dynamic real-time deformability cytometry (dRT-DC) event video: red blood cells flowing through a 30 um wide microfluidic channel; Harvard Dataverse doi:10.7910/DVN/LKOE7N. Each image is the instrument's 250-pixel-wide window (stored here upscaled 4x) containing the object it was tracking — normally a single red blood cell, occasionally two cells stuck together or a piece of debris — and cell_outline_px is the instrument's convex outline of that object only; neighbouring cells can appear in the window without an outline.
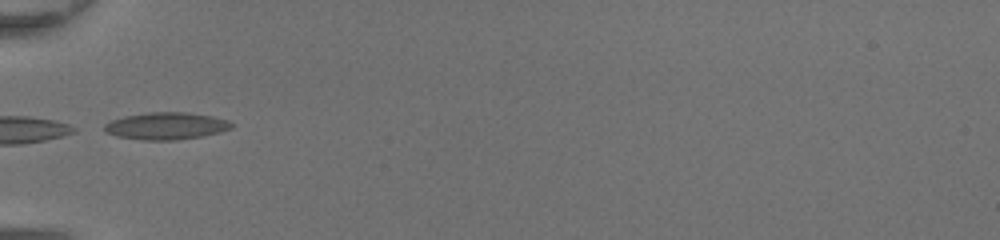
{"species": "common noctule bat (a hibernating species)", "species_latin": "Nyctalus noctula", "temperature_condition": "room temperature", "stored_images_in_passage": 26, "camera_frame_rate_fps": 3000, "um_per_image_px": 0.085, "animal": {"sex": "female", "body_mass_g": 20.0, "forearm_length_mm": 54.0}, "frame": {"image": 1, "passage_image": 1, "time_ms": 0.0, "image_size_px": [1000, 240], "cell_outline_px": [[236, 124], [232, 128], [220, 132], [200, 136], [176, 140], [144, 140], [116, 136], [104, 132], [104, 124], [112, 120], [124, 116], [148, 112], [184, 112], [212, 116], [228, 120]], "centroid_in_image_um": [14.13, 10.7], "position_along_channel_um": 70.9, "area_um2": 20.17}}
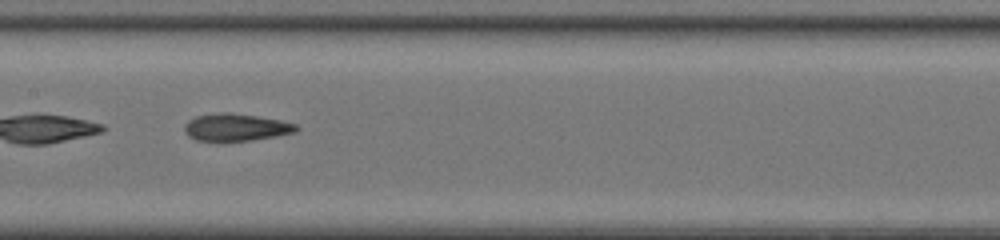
{"frame": {"image": 2, "passage_image": 9, "time_ms": 2.667, "image_size_px": [1000, 240], "cell_outline_px": [[300, 128], [296, 132], [276, 136], [252, 140], [220, 144], [196, 140], [188, 136], [184, 132], [184, 124], [188, 120], [196, 116], [220, 112], [232, 112], [280, 120], [296, 124]], "centroid_in_image_um": [20.0, 10.86], "position_along_channel_um": 187.4, "area_um2": 18.55}}
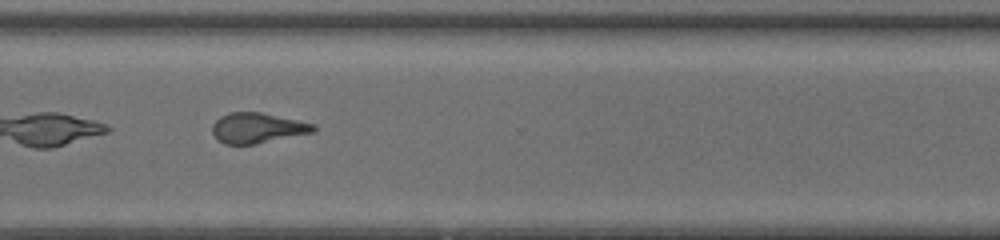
{"frame": {"image": 3, "passage_image": 20, "time_ms": 6.333, "image_size_px": [1000, 240], "cell_outline_px": [[316, 132], [256, 144], [224, 144], [212, 132], [212, 124], [220, 116], [228, 112], [260, 112], [316, 124]], "centroid_in_image_um": [21.91, 10.87], "position_along_channel_um": 348.7, "area_um2": 17.92}, "authors_computed_cell_mechanics": {"area_um2": 18.2648, "velocity_mm_per_s": 4.4241, "shape_relaxation_time_tau1_ms": null, "shape_relaxation_time_tau2_ms": 4.1807, "deformation_change_tau1": null, "deformation_change_tau2": 0.1476}}